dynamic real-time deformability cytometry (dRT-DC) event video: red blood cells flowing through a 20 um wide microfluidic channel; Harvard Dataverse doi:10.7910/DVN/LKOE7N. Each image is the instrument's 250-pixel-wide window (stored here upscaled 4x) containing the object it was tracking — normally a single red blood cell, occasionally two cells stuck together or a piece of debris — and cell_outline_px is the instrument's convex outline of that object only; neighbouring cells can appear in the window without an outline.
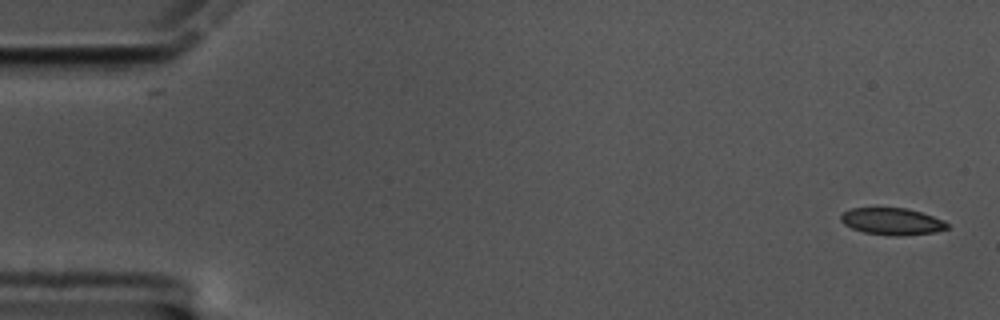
{"species": "common noctule bat (a hibernating species)", "species_latin": "Nyctalus noctula", "temperature_condition": "cold", "stored_images_in_passage": 59, "camera_frame_rate_fps": 3000, "um_per_image_px": 0.085, "animal": {"sex": "male", "body_mass_g": 17.5, "forearm_length_mm": 52.3}, "frame": {"image": 1, "passage_image": 1, "time_ms": 0.0, "image_size_px": [1000, 320], "cell_outline_px": [[948, 228], [936, 232], [900, 236], [892, 236], [864, 232], [852, 228], [844, 224], [840, 220], [840, 216], [844, 212], [852, 208], [908, 208], [944, 220], [948, 224]], "centroid_in_image_um": [75.83, 18.82], "position_along_channel_um": 9.2, "area_um2": 16.65}}
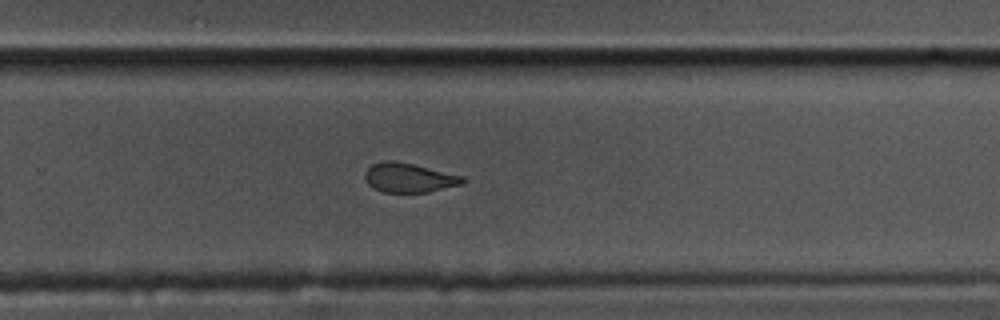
{"frame": {"image": 2, "passage_image": 38, "time_ms": 12.333, "image_size_px": [1000, 320], "cell_outline_px": [[468, 180], [464, 184], [428, 192], [384, 192], [372, 188], [364, 180], [364, 172], [372, 164], [384, 160], [396, 160], [464, 176]], "centroid_in_image_um": [34.77, 15.1], "position_along_channel_um": 295.0, "area_um2": 16.99}}
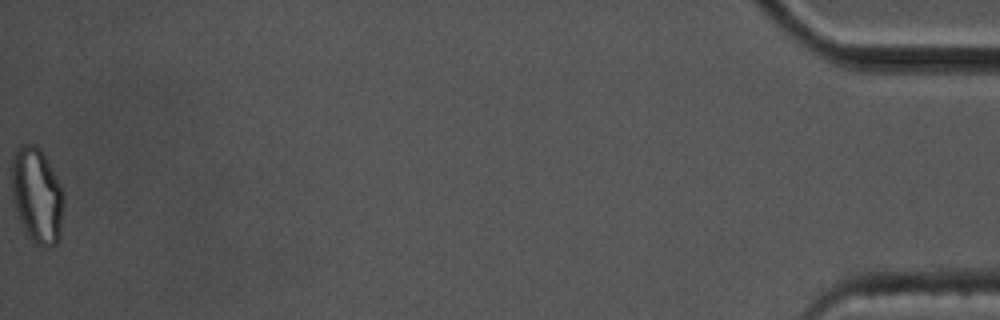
{"frame": {"image": 3, "passage_image": 59, "time_ms": 19.333, "image_size_px": [1000, 320], "cell_outline_px": [[64, 204], [60, 240], [56, 244], [48, 248], [40, 248], [28, 236], [16, 212], [12, 192], [12, 156], [16, 148], [20, 144], [36, 144], [40, 148], [60, 184], [64, 196]], "centroid_in_image_um": [3.16, 16.64], "position_along_channel_um": 432.0, "area_um2": 29.25}, "authors_computed_cell_mechanics": {"area_um2": 17.8602, "velocity_mm_per_s": 3.3836, "shape_relaxation_time_tau1_ms": null, "shape_relaxation_time_tau2_ms": 1.5218, "deformation_change_tau1": null, "deformation_change_tau2": 0.0429}}